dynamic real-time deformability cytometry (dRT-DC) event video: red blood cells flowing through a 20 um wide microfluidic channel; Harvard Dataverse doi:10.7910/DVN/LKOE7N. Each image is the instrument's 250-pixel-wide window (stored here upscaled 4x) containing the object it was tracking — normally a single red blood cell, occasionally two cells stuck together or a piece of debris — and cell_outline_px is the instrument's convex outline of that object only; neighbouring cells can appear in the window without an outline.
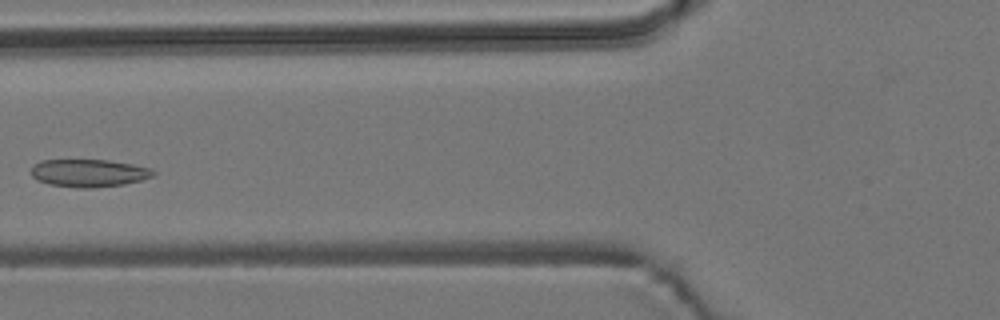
{"species": "common noctule bat (a hibernating species)", "species_latin": "Nyctalus noctula", "temperature_condition": "room temperature", "stored_images_in_passage": 7, "camera_frame_rate_fps": 3000, "um_per_image_px": 0.085, "animal": {"sex": "male", "body_mass_g": 19.2, "forearm_length_mm": 51.8}, "frame": {"image": 1, "passage_image": 6, "time_ms": 1.667, "image_size_px": [1000, 320], "cell_outline_px": [[156, 172], [152, 176], [140, 180], [124, 184], [92, 188], [76, 188], [48, 184], [36, 180], [32, 176], [32, 164], [40, 160], [108, 160], [132, 164], [152, 168]], "centroid_in_image_um": [7.52, 14.71], "position_along_channel_um": 118.3, "area_um2": 19.83}}
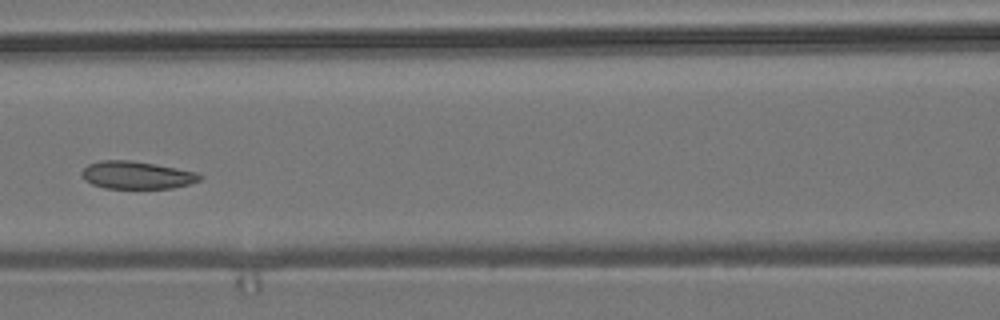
{"frame": {"image": 2, "passage_image": 7, "time_ms": 2.0, "image_size_px": [1000, 320], "cell_outline_px": [[204, 176], [200, 180], [188, 184], [172, 188], [104, 188], [92, 184], [84, 180], [80, 172], [88, 164], [100, 160], [132, 160], [156, 164], [196, 172]], "centroid_in_image_um": [11.6, 14.88], "position_along_channel_um": 155.0, "area_um2": 19.07}}